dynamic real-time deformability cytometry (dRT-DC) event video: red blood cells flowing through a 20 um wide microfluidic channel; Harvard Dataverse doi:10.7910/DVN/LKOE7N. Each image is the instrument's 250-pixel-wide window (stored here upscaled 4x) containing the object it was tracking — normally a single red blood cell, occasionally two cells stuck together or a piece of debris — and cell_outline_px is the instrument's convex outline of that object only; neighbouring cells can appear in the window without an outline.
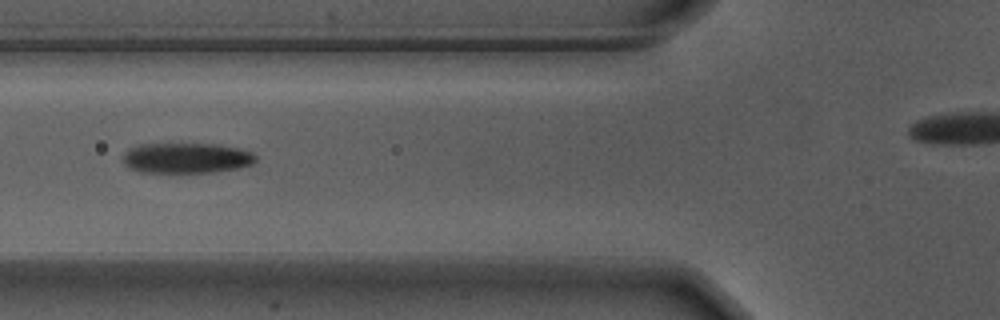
{"species": "Egyptian fruit bat (a non-hibernating species)", "species_latin": "Rousettus aegyptiacus", "temperature_condition": "warm", "stored_images_in_passage": 22, "camera_frame_rate_fps": 3000, "um_per_image_px": 0.085, "animal": {"sex": "male"}, "frame": {"image": 1, "passage_image": 7, "time_ms": 2.0, "image_size_px": [1000, 320], "cell_outline_px": [[256, 160], [252, 164], [240, 168], [212, 172], [140, 172], [128, 168], [124, 164], [124, 152], [140, 144], [220, 144], [252, 152], [256, 156]], "centroid_in_image_um": [15.86, 13.43], "position_along_channel_um": 109.9, "area_um2": 23.47}}
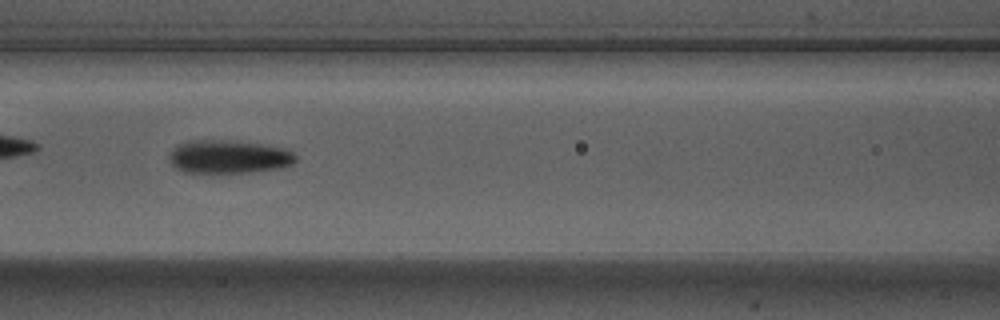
{"frame": {"image": 2, "passage_image": 10, "time_ms": 3.0, "image_size_px": [1000, 320], "cell_outline_px": [[296, 160], [292, 164], [280, 168], [252, 172], [184, 172], [176, 168], [168, 160], [168, 152], [176, 144], [188, 140], [224, 140], [260, 144], [284, 148], [292, 152], [296, 156]], "centroid_in_image_um": [19.38, 13.32], "position_along_channel_um": 147.2, "area_um2": 24.62}}
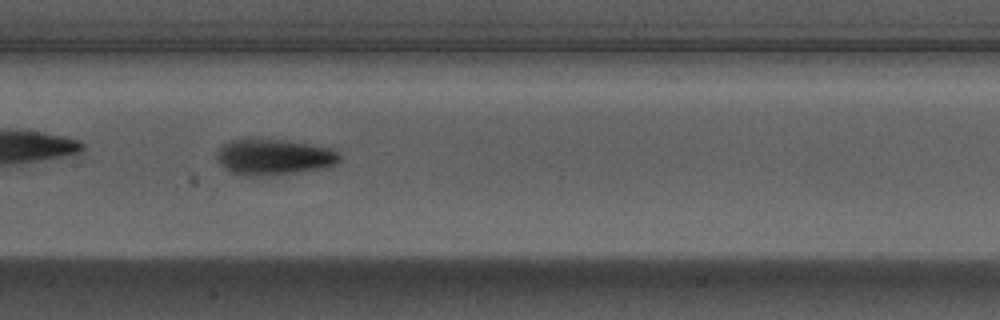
{"frame": {"image": 3, "passage_image": 13, "time_ms": 4.0, "image_size_px": [1000, 320], "cell_outline_px": [[340, 160], [336, 164], [320, 168], [276, 176], [236, 176], [224, 168], [216, 160], [216, 152], [224, 144], [232, 140], [248, 136], [288, 140], [328, 148], [336, 152], [340, 156]], "centroid_in_image_um": [23.17, 13.33], "position_along_channel_um": 184.2, "area_um2": 26.47}}